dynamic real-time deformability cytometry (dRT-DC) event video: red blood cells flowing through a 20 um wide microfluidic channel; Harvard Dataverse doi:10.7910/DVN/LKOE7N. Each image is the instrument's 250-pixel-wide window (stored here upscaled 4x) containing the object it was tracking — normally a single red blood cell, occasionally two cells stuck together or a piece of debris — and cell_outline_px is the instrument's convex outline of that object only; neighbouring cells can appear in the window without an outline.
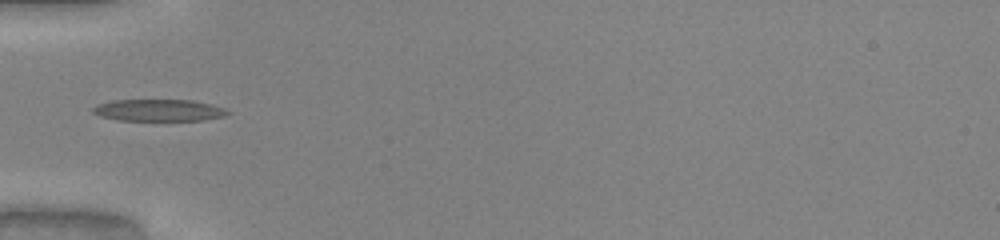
{"species": "common noctule bat (a hibernating species)", "species_latin": "Nyctalus noctula", "temperature_condition": "warm", "stored_images_in_passage": 34, "camera_frame_rate_fps": 3000, "um_per_image_px": 0.085, "animal": {"sex": "male", "body_mass_g": 20.0, "forearm_length_mm": 53.3}, "frame": {"image": 1, "passage_image": 1, "time_ms": 0.0, "image_size_px": [1000, 240], "cell_outline_px": [[232, 112], [224, 116], [204, 120], [116, 120], [100, 116], [92, 112], [92, 108], [96, 104], [112, 100], [192, 100], [212, 104], [224, 108]], "centroid_in_image_um": [13.49, 9.36], "position_along_channel_um": 71.5, "area_um2": 17.22}}
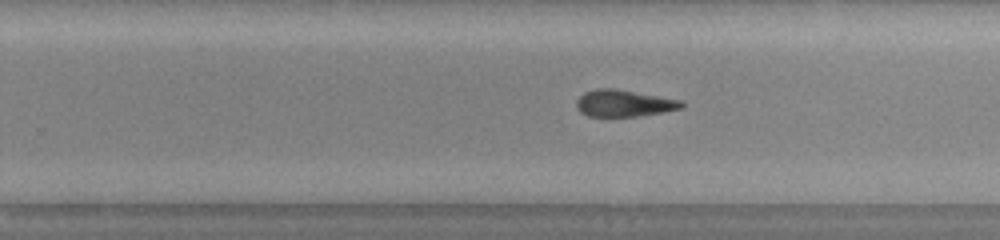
{"frame": {"image": 2, "passage_image": 16, "time_ms": 5.0, "image_size_px": [1000, 240], "cell_outline_px": [[684, 108], [664, 112], [636, 116], [588, 116], [580, 112], [576, 108], [576, 100], [584, 92], [596, 88], [616, 88], [680, 100], [684, 104]], "centroid_in_image_um": [53.01, 8.77], "position_along_channel_um": 276.8, "area_um2": 16.47}}
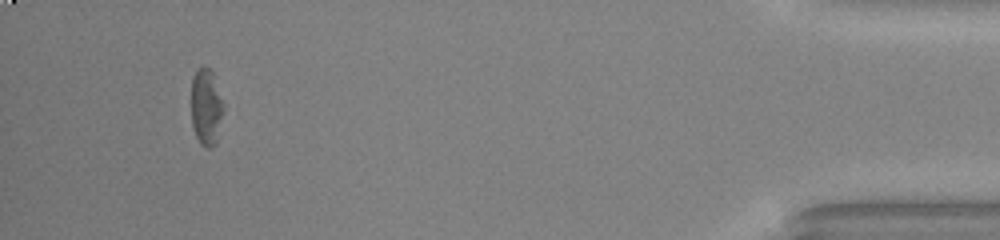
{"frame": {"image": 3, "passage_image": 31, "time_ms": 10.0, "image_size_px": [1000, 240], "cell_outline_px": [[224, 112], [216, 144], [212, 148], [208, 148], [200, 144], [196, 136], [192, 124], [192, 80], [196, 68], [200, 64], [204, 64], [212, 68], [224, 100]], "centroid_in_image_um": [17.56, 9.02], "position_along_channel_um": 417.6, "area_um2": 15.14}, "authors_computed_cell_mechanics": {"area_um2": 16.8487, "velocity_mm_per_s": 4.1117, "shape_relaxation_time_tau1_ms": 8.8509, "shape_relaxation_time_tau2_ms": 5.1116, "deformation_change_tau1": 0.2174, "deformation_change_tau2": 0.161}}